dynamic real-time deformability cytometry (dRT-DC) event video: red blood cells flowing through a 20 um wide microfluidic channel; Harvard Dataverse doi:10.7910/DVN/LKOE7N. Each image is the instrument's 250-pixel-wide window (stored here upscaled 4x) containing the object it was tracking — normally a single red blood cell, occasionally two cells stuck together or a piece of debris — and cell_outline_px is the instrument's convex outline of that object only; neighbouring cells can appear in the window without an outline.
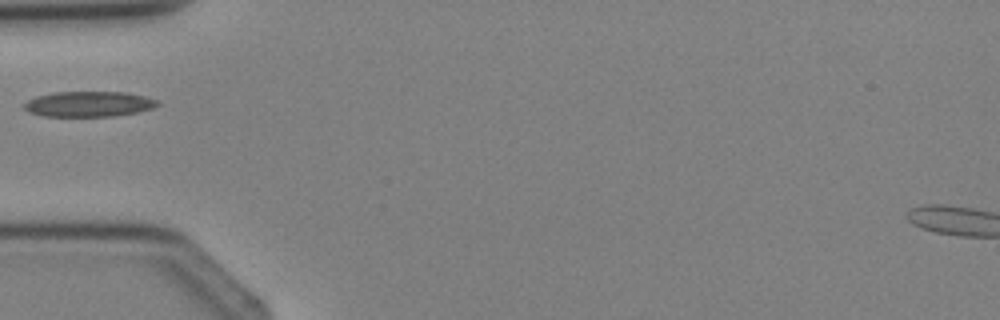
{"species": "Egyptian fruit bat (a non-hibernating species)", "species_latin": "Rousettus aegyptiacus", "temperature_condition": "cold", "stored_images_in_passage": 3, "camera_frame_rate_fps": 3000, "um_per_image_px": 0.085, "animal": {"sex": "female"}, "frame": {"image": 1, "passage_image": 3, "time_ms": 2.333, "image_size_px": [1000, 320], "cell_outline_px": [[160, 104], [152, 108], [136, 112], [112, 116], [40, 116], [28, 112], [24, 108], [24, 104], [28, 100], [36, 96], [56, 92], [124, 92], [144, 96], [160, 100]], "centroid_in_image_um": [7.54, 8.84], "position_along_channel_um": 77.5, "area_um2": 19.71}}